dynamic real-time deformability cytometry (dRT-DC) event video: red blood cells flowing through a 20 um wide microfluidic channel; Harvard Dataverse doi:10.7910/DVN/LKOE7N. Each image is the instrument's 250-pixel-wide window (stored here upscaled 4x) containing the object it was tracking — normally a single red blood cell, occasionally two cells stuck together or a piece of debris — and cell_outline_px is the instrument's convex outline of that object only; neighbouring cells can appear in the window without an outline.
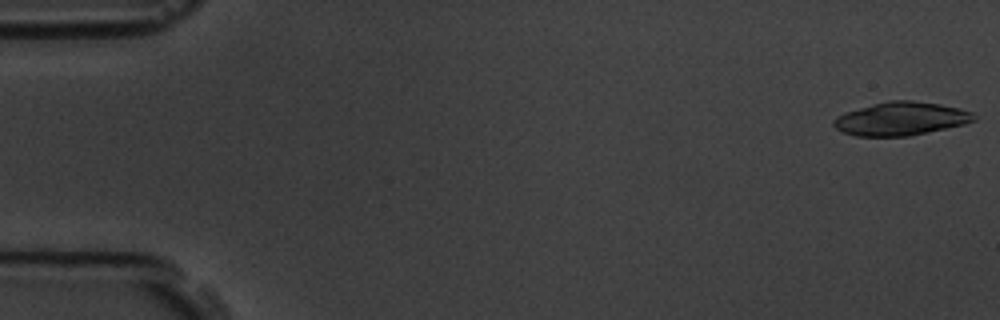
{"species": "common noctule bat (a hibernating species)", "species_latin": "Nyctalus noctula", "temperature_condition": "room temperature", "stored_images_in_passage": 5, "camera_frame_rate_fps": 3000, "um_per_image_px": 0.085, "animal": {"sex": "male", "body_mass_g": 19.5, "forearm_length_mm": 54.6}, "frame": {"image": 1, "passage_image": 1, "time_ms": 0.0, "image_size_px": [1000, 320], "cell_outline_px": [[976, 120], [964, 124], [928, 132], [908, 136], [856, 136], [840, 132], [832, 124], [832, 120], [836, 116], [844, 112], [872, 104], [888, 100], [912, 100], [940, 104], [960, 108], [972, 112], [976, 116]], "centroid_in_image_um": [76.55, 10.09], "position_along_channel_um": 8.5, "area_um2": 27.46}}